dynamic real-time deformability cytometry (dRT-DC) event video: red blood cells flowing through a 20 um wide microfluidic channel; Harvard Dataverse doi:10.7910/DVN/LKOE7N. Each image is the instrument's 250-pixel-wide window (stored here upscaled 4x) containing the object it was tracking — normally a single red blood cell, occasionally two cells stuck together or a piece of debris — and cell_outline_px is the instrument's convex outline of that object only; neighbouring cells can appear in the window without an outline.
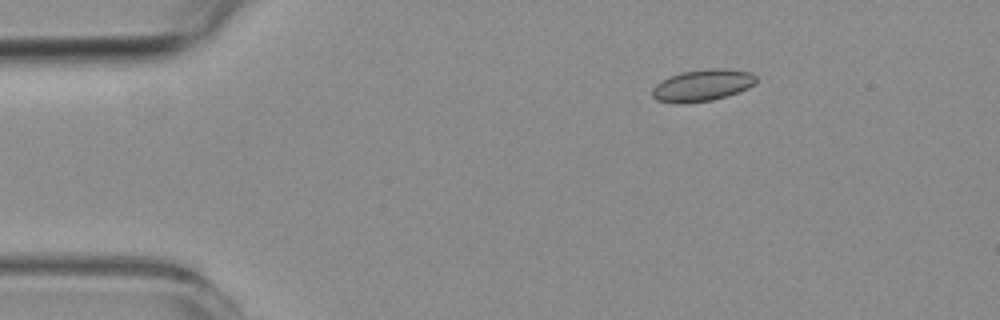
{"species": "common noctule bat (a hibernating species)", "species_latin": "Nyctalus noctula", "temperature_condition": "room temperature", "stored_images_in_passage": 48, "camera_frame_rate_fps": 3000, "um_per_image_px": 0.085, "animal": {"sex": "female", "body_mass_g": 19.3, "forearm_length_mm": 54.1}, "frame": {"image": 1, "passage_image": 1, "time_ms": 0.0, "image_size_px": [1000, 320], "cell_outline_px": [[756, 84], [748, 88], [712, 100], [656, 100], [652, 96], [652, 88], [656, 84], [680, 72], [708, 68], [728, 68], [752, 72], [756, 76]], "centroid_in_image_um": [59.79, 7.18], "position_along_channel_um": 25.2, "area_um2": 18.44}}
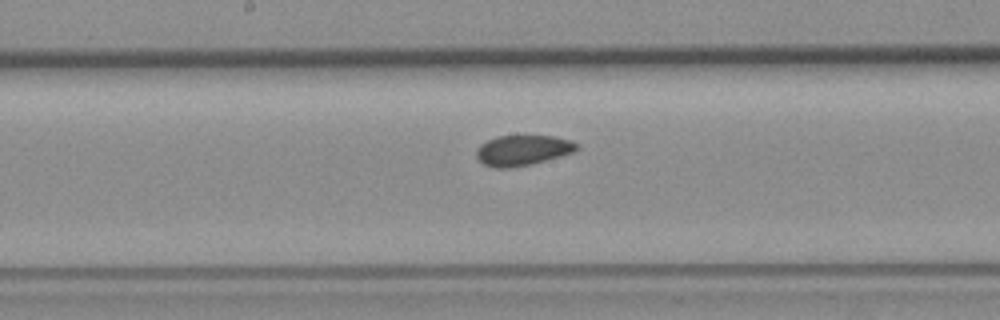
{"frame": {"image": 2, "passage_image": 21, "time_ms": 6.667, "image_size_px": [1000, 320], "cell_outline_px": [[580, 148], [572, 152], [560, 156], [532, 164], [508, 168], [496, 168], [484, 164], [476, 156], [476, 148], [480, 144], [496, 136], [556, 136], [572, 140], [580, 144]], "centroid_in_image_um": [44.45, 12.76], "position_along_channel_um": 203.7, "area_um2": 17.86}}
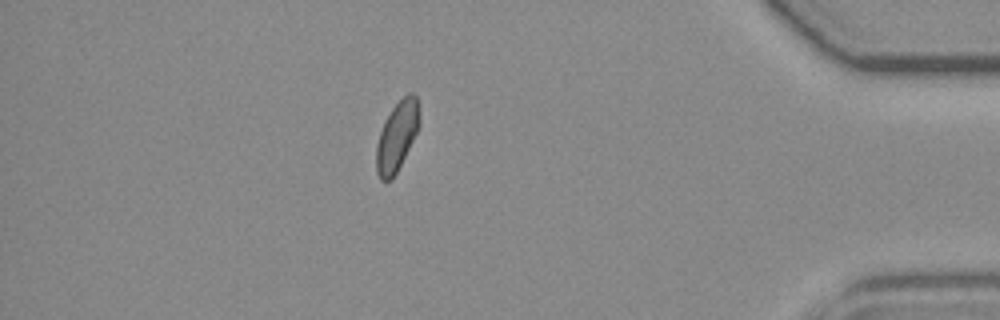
{"frame": {"image": 3, "passage_image": 41, "time_ms": 13.333, "image_size_px": [1000, 320], "cell_outline_px": [[420, 124], [392, 180], [380, 180], [376, 172], [376, 144], [384, 120], [392, 108], [408, 92], [412, 92], [416, 96], [420, 112]], "centroid_in_image_um": [33.73, 11.55], "position_along_channel_um": 401.5, "area_um2": 17.28}, "authors_computed_cell_mechanics": {"area_um2": 17.918, "velocity_mm_per_s": 3.6578, "shape_relaxation_time_tau1_ms": null, "shape_relaxation_time_tau2_ms": 4.049, "deformation_change_tau1": null, "deformation_change_tau2": 0.0639}}